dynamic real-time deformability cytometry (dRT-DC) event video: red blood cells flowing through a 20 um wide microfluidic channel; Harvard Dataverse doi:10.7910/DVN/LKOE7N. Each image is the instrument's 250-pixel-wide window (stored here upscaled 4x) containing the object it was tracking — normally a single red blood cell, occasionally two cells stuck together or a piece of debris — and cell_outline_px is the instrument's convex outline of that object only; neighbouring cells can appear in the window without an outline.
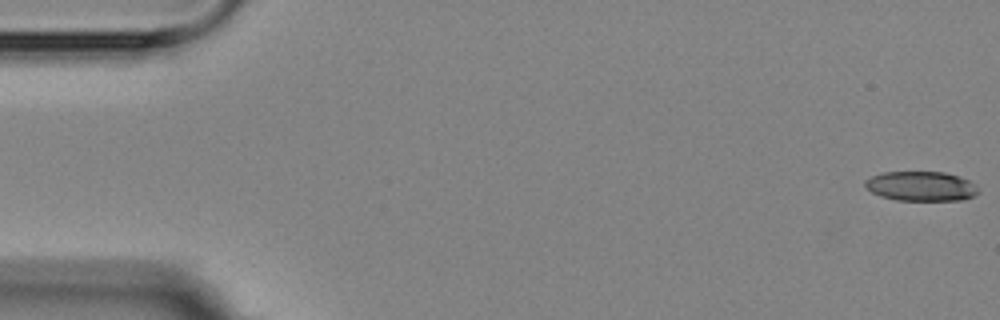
{"species": "Egyptian fruit bat (a non-hibernating species)", "species_latin": "Rousettus aegyptiacus", "temperature_condition": "room temperature", "stored_images_in_passage": 5, "camera_frame_rate_fps": 3000, "um_per_image_px": 0.085, "animal": {"sex": "female"}, "frame": {"image": 1, "passage_image": 1, "time_ms": 0.0, "image_size_px": [1000, 320], "cell_outline_px": [[980, 192], [964, 200], [896, 200], [880, 196], [872, 192], [864, 184], [864, 180], [872, 176], [884, 172], [944, 172], [968, 180]], "centroid_in_image_um": [78.26, 15.83], "position_along_channel_um": 6.7, "area_um2": 19.31}}
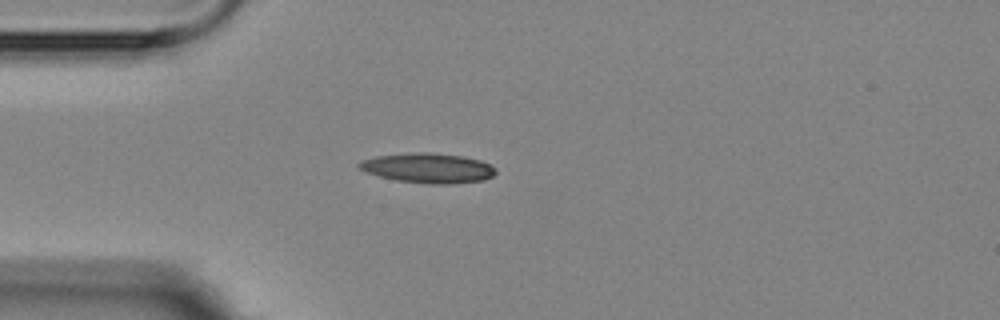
{"frame": {"image": 2, "passage_image": 5, "time_ms": 4.667, "image_size_px": [1000, 320], "cell_outline_px": [[496, 172], [492, 176], [484, 180], [452, 184], [428, 184], [396, 180], [380, 176], [368, 172], [360, 168], [356, 164], [360, 160], [376, 156], [416, 152], [428, 152], [460, 156], [480, 160], [496, 168]], "centroid_in_image_um": [36.38, 14.29], "position_along_channel_um": 48.6, "area_um2": 23.64}}